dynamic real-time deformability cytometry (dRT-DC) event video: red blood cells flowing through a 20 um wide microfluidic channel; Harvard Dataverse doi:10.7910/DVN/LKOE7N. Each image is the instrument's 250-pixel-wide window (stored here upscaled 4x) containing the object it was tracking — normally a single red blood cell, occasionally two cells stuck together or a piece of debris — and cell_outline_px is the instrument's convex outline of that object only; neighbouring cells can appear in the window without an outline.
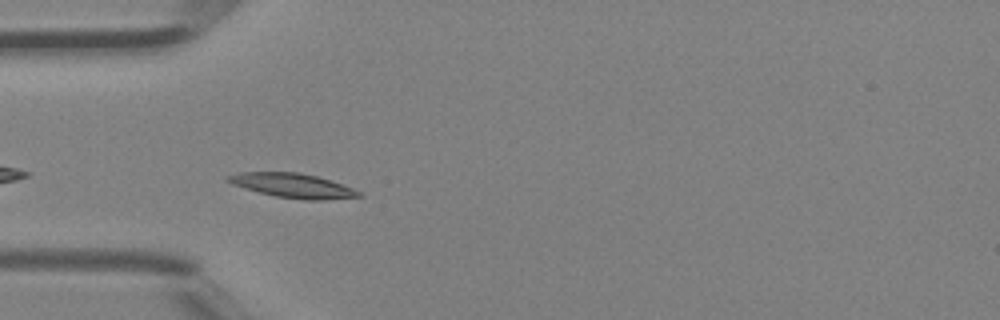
{"species": "Egyptian fruit bat (a non-hibernating species)", "species_latin": "Rousettus aegyptiacus", "temperature_condition": "room temperature", "stored_images_in_passage": 34, "camera_frame_rate_fps": 3000, "um_per_image_px": 0.085, "animal": {"sex": "female"}, "frame": {"image": 1, "passage_image": 3, "time_ms": 0.667, "image_size_px": [1000, 320], "cell_outline_px": [[364, 196], [324, 200], [304, 200], [276, 196], [260, 192], [232, 184], [224, 180], [224, 176], [240, 172], [300, 172], [316, 176], [352, 188], [360, 192]], "centroid_in_image_um": [24.84, 15.77], "position_along_channel_um": 60.2, "area_um2": 18.44}}
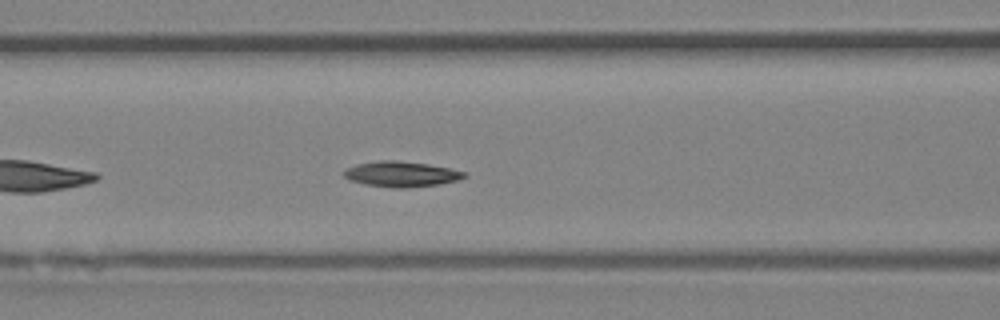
{"frame": {"image": 2, "passage_image": 8, "time_ms": 2.333, "image_size_px": [1000, 320], "cell_outline_px": [[468, 176], [460, 180], [440, 184], [408, 188], [396, 188], [364, 184], [348, 180], [340, 172], [344, 168], [356, 164], [380, 160], [396, 160], [428, 164], [468, 172]], "centroid_in_image_um": [34.09, 14.8], "position_along_channel_um": 132.5, "area_um2": 18.21}}
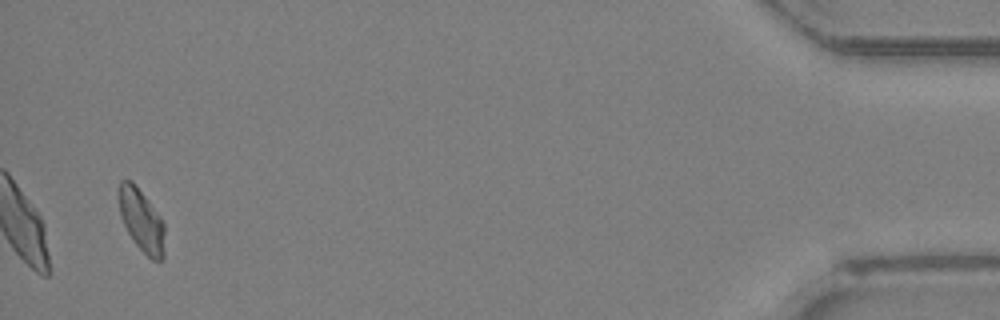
{"frame": {"image": 3, "passage_image": 33, "time_ms": 10.667, "image_size_px": [1000, 320], "cell_outline_px": [[164, 260], [152, 260], [136, 244], [128, 232], [120, 216], [120, 180], [132, 180], [160, 216], [164, 224]], "centroid_in_image_um": [12.05, 18.76], "position_along_channel_um": 423.1, "area_um2": 16.36}, "authors_computed_cell_mechanics": {"area_um2": 16.9354, "velocity_mm_per_s": 4.5122, "shape_relaxation_time_tau1_ms": 3.1601, "shape_relaxation_time_tau2_ms": 10.8714, "deformation_change_tau1": 0.1124, "deformation_change_tau2": 0.1369}}